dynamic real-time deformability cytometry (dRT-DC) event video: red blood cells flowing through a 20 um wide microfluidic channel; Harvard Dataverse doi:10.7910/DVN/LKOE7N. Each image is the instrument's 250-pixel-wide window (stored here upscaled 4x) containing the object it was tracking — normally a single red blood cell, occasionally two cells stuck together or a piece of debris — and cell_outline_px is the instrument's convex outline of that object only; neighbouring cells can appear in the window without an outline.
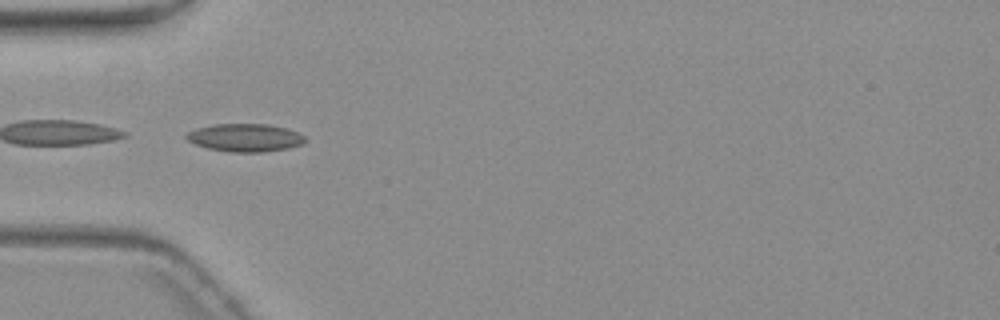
{"species": "common noctule bat (a hibernating species)", "species_latin": "Nyctalus noctula", "temperature_condition": "warm", "stored_images_in_passage": 5, "camera_frame_rate_fps": 3000, "um_per_image_px": 0.085, "animal": {"sex": "female", "body_mass_g": 19.3, "forearm_length_mm": 54.1}, "frame": {"image": 1, "passage_image": 3, "time_ms": 2.333, "image_size_px": [1000, 320], "cell_outline_px": [[308, 140], [304, 144], [288, 148], [264, 152], [228, 152], [208, 148], [196, 144], [188, 140], [184, 136], [188, 132], [196, 128], [216, 124], [268, 124], [288, 128], [304, 136]], "centroid_in_image_um": [20.87, 11.7], "position_along_channel_um": 64.1, "area_um2": 19.42}}
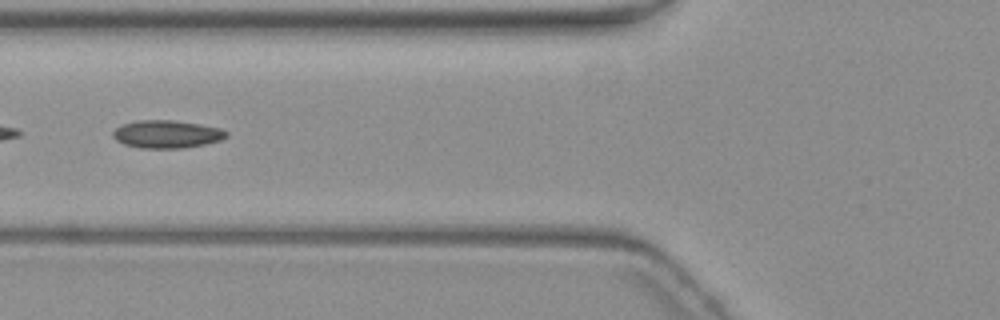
{"frame": {"image": 2, "passage_image": 4, "time_ms": 3.667, "image_size_px": [1000, 320], "cell_outline_px": [[228, 136], [220, 140], [204, 144], [184, 148], [140, 148], [124, 144], [116, 140], [112, 136], [112, 132], [116, 128], [124, 124], [136, 120], [172, 120], [200, 124], [220, 128], [228, 132]], "centroid_in_image_um": [14.17, 11.4], "position_along_channel_um": 111.6, "area_um2": 18.38}}
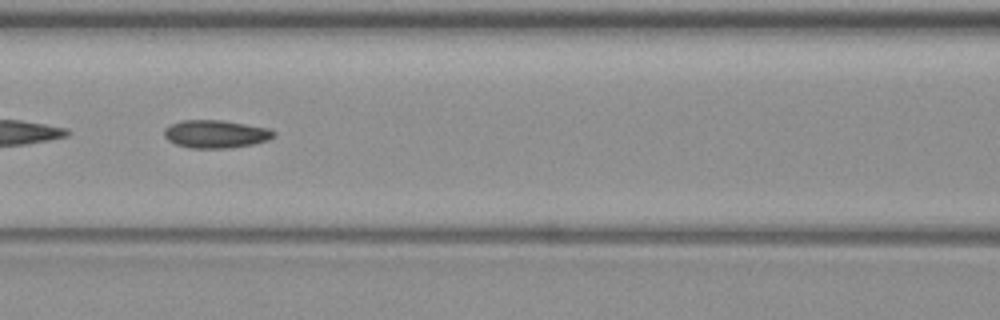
{"frame": {"image": 3, "passage_image": 5, "time_ms": 4.667, "image_size_px": [1000, 320], "cell_outline_px": [[276, 132], [268, 140], [252, 144], [232, 148], [188, 148], [176, 144], [168, 140], [164, 136], [164, 128], [180, 120], [220, 120], [268, 128]], "centroid_in_image_um": [18.3, 11.39], "position_along_channel_um": 148.3, "area_um2": 17.74}}